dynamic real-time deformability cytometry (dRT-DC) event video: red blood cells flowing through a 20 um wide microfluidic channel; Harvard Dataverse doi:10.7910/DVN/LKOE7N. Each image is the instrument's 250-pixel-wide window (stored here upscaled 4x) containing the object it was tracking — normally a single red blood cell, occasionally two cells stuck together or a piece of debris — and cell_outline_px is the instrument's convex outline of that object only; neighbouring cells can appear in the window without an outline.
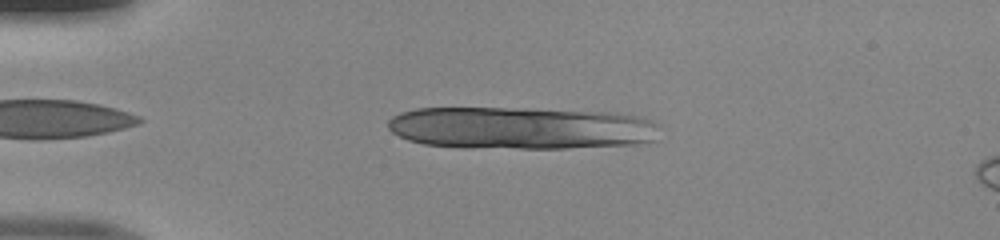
{"species": "human", "species_latin": "Homo sapiens", "temperature_condition": "room temperature", "stored_images_in_passage": 43, "segment_of_instrument_passage": [1, 2], "camera_frame_rate_fps": 3000, "um_per_image_px": 0.085, "donor": {"sex": "male"}, "frame": {"image": 1, "passage_image": 5, "time_ms": 1.333, "image_size_px": [1000, 240], "cell_outline_px": [[652, 140], [636, 144], [568, 148], [520, 148], [424, 144], [408, 140], [392, 132], [388, 128], [388, 120], [392, 116], [400, 112], [416, 108], [504, 108], [612, 112], [632, 116], [648, 120], [652, 124]], "centroid_in_image_um": [44.14, 10.86], "position_along_channel_um": 40.9, "area_um2": 65.78}}